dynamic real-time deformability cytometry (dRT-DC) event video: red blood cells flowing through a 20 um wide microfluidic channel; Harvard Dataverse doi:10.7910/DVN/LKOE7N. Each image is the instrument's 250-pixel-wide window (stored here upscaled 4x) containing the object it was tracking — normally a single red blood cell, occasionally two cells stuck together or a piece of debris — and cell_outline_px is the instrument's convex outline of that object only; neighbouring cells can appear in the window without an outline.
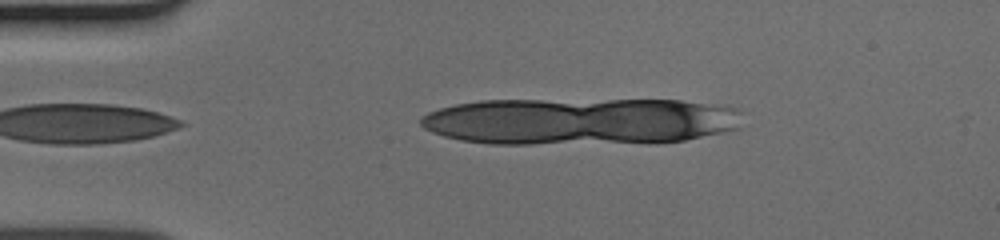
{"species": "human", "species_latin": "Homo sapiens", "temperature_condition": "cold", "stored_images_in_passage": 6, "segment_of_instrument_passage": [1, 2], "camera_frame_rate_fps": 3000, "um_per_image_px": 0.085, "donor": {"sex": "male"}, "frame": {"image": 1, "passage_image": 3, "time_ms": 0.667, "image_size_px": [1000, 240], "cell_outline_px": [[696, 132], [692, 136], [676, 140], [476, 140], [452, 108], [468, 104], [628, 100], [668, 100], [684, 104]], "centroid_in_image_um": [49.15, 10.25], "position_along_channel_um": 35.9, "area_um2": 62.54}}